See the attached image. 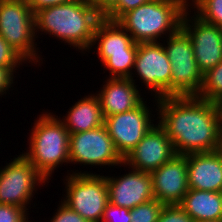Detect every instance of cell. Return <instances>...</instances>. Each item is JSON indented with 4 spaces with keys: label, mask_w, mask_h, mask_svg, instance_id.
Instances as JSON below:
<instances>
[{
    "label": "cell",
    "mask_w": 222,
    "mask_h": 222,
    "mask_svg": "<svg viewBox=\"0 0 222 222\" xmlns=\"http://www.w3.org/2000/svg\"><path fill=\"white\" fill-rule=\"evenodd\" d=\"M158 124L172 141L176 154L213 152L222 144L220 104L196 95L155 98Z\"/></svg>",
    "instance_id": "6da1fadb"
},
{
    "label": "cell",
    "mask_w": 222,
    "mask_h": 222,
    "mask_svg": "<svg viewBox=\"0 0 222 222\" xmlns=\"http://www.w3.org/2000/svg\"><path fill=\"white\" fill-rule=\"evenodd\" d=\"M34 16L36 38L39 37L37 34L44 32L82 53L89 52L96 26L103 18L90 0L46 7Z\"/></svg>",
    "instance_id": "7a4b0ae2"
},
{
    "label": "cell",
    "mask_w": 222,
    "mask_h": 222,
    "mask_svg": "<svg viewBox=\"0 0 222 222\" xmlns=\"http://www.w3.org/2000/svg\"><path fill=\"white\" fill-rule=\"evenodd\" d=\"M38 118L29 134V150L22 154L49 181L56 168L63 163H70V133L58 115L47 111Z\"/></svg>",
    "instance_id": "3957f363"
},
{
    "label": "cell",
    "mask_w": 222,
    "mask_h": 222,
    "mask_svg": "<svg viewBox=\"0 0 222 222\" xmlns=\"http://www.w3.org/2000/svg\"><path fill=\"white\" fill-rule=\"evenodd\" d=\"M185 10L176 0H149L125 13L117 22L137 43L160 42V37L172 35L181 27Z\"/></svg>",
    "instance_id": "277c9868"
},
{
    "label": "cell",
    "mask_w": 222,
    "mask_h": 222,
    "mask_svg": "<svg viewBox=\"0 0 222 222\" xmlns=\"http://www.w3.org/2000/svg\"><path fill=\"white\" fill-rule=\"evenodd\" d=\"M94 45H98L95 49L102 65L109 70V78H130L138 43L117 21L104 17L99 21L90 50Z\"/></svg>",
    "instance_id": "5b68a950"
},
{
    "label": "cell",
    "mask_w": 222,
    "mask_h": 222,
    "mask_svg": "<svg viewBox=\"0 0 222 222\" xmlns=\"http://www.w3.org/2000/svg\"><path fill=\"white\" fill-rule=\"evenodd\" d=\"M0 35L27 63L40 65L35 16L26 0H0Z\"/></svg>",
    "instance_id": "8992f818"
},
{
    "label": "cell",
    "mask_w": 222,
    "mask_h": 222,
    "mask_svg": "<svg viewBox=\"0 0 222 222\" xmlns=\"http://www.w3.org/2000/svg\"><path fill=\"white\" fill-rule=\"evenodd\" d=\"M64 181L66 195L61 201L88 222H101L109 203L106 177L75 170L68 173Z\"/></svg>",
    "instance_id": "52a82bcc"
},
{
    "label": "cell",
    "mask_w": 222,
    "mask_h": 222,
    "mask_svg": "<svg viewBox=\"0 0 222 222\" xmlns=\"http://www.w3.org/2000/svg\"><path fill=\"white\" fill-rule=\"evenodd\" d=\"M164 49L171 63V96L197 95L203 83L190 36L180 27L166 37Z\"/></svg>",
    "instance_id": "ba28073f"
},
{
    "label": "cell",
    "mask_w": 222,
    "mask_h": 222,
    "mask_svg": "<svg viewBox=\"0 0 222 222\" xmlns=\"http://www.w3.org/2000/svg\"><path fill=\"white\" fill-rule=\"evenodd\" d=\"M16 156L5 167H0V204L29 210L27 206L31 205L36 187L49 182L23 154Z\"/></svg>",
    "instance_id": "9c48e42d"
},
{
    "label": "cell",
    "mask_w": 222,
    "mask_h": 222,
    "mask_svg": "<svg viewBox=\"0 0 222 222\" xmlns=\"http://www.w3.org/2000/svg\"><path fill=\"white\" fill-rule=\"evenodd\" d=\"M70 164L81 166H122L124 159L119 155L105 125L70 134ZM83 164V165H82Z\"/></svg>",
    "instance_id": "30bf717a"
},
{
    "label": "cell",
    "mask_w": 222,
    "mask_h": 222,
    "mask_svg": "<svg viewBox=\"0 0 222 222\" xmlns=\"http://www.w3.org/2000/svg\"><path fill=\"white\" fill-rule=\"evenodd\" d=\"M133 71L130 79L136 83L132 75H138L154 98L171 96V63L159 41L138 43Z\"/></svg>",
    "instance_id": "8fae6325"
},
{
    "label": "cell",
    "mask_w": 222,
    "mask_h": 222,
    "mask_svg": "<svg viewBox=\"0 0 222 222\" xmlns=\"http://www.w3.org/2000/svg\"><path fill=\"white\" fill-rule=\"evenodd\" d=\"M146 103L143 101L130 111L105 117L104 125L123 159L155 125L151 108Z\"/></svg>",
    "instance_id": "7c38bea8"
},
{
    "label": "cell",
    "mask_w": 222,
    "mask_h": 222,
    "mask_svg": "<svg viewBox=\"0 0 222 222\" xmlns=\"http://www.w3.org/2000/svg\"><path fill=\"white\" fill-rule=\"evenodd\" d=\"M189 10L182 16L181 27L190 36L198 69L204 75L222 62V32L219 26L203 21L196 13L191 17Z\"/></svg>",
    "instance_id": "4fadbf2b"
},
{
    "label": "cell",
    "mask_w": 222,
    "mask_h": 222,
    "mask_svg": "<svg viewBox=\"0 0 222 222\" xmlns=\"http://www.w3.org/2000/svg\"><path fill=\"white\" fill-rule=\"evenodd\" d=\"M176 154L172 141L157 123L124 158L123 166L151 173Z\"/></svg>",
    "instance_id": "5bb4252c"
},
{
    "label": "cell",
    "mask_w": 222,
    "mask_h": 222,
    "mask_svg": "<svg viewBox=\"0 0 222 222\" xmlns=\"http://www.w3.org/2000/svg\"><path fill=\"white\" fill-rule=\"evenodd\" d=\"M150 175L155 199L165 205L179 204L189 190L187 155L175 154Z\"/></svg>",
    "instance_id": "9a60e30c"
},
{
    "label": "cell",
    "mask_w": 222,
    "mask_h": 222,
    "mask_svg": "<svg viewBox=\"0 0 222 222\" xmlns=\"http://www.w3.org/2000/svg\"><path fill=\"white\" fill-rule=\"evenodd\" d=\"M123 176H106L109 203L118 207L133 209L155 199L150 173L132 168Z\"/></svg>",
    "instance_id": "2e32d148"
},
{
    "label": "cell",
    "mask_w": 222,
    "mask_h": 222,
    "mask_svg": "<svg viewBox=\"0 0 222 222\" xmlns=\"http://www.w3.org/2000/svg\"><path fill=\"white\" fill-rule=\"evenodd\" d=\"M189 189L222 192V151L187 154Z\"/></svg>",
    "instance_id": "e0dca14e"
},
{
    "label": "cell",
    "mask_w": 222,
    "mask_h": 222,
    "mask_svg": "<svg viewBox=\"0 0 222 222\" xmlns=\"http://www.w3.org/2000/svg\"><path fill=\"white\" fill-rule=\"evenodd\" d=\"M105 82L96 92L104 118L130 111L144 101L139 87L130 78H108Z\"/></svg>",
    "instance_id": "ac0fdd59"
},
{
    "label": "cell",
    "mask_w": 222,
    "mask_h": 222,
    "mask_svg": "<svg viewBox=\"0 0 222 222\" xmlns=\"http://www.w3.org/2000/svg\"><path fill=\"white\" fill-rule=\"evenodd\" d=\"M66 115L61 121L70 134L101 127L105 120L96 94L81 98L70 107Z\"/></svg>",
    "instance_id": "d6986e66"
},
{
    "label": "cell",
    "mask_w": 222,
    "mask_h": 222,
    "mask_svg": "<svg viewBox=\"0 0 222 222\" xmlns=\"http://www.w3.org/2000/svg\"><path fill=\"white\" fill-rule=\"evenodd\" d=\"M179 206L194 222L222 220V192L189 189Z\"/></svg>",
    "instance_id": "ffe728a7"
},
{
    "label": "cell",
    "mask_w": 222,
    "mask_h": 222,
    "mask_svg": "<svg viewBox=\"0 0 222 222\" xmlns=\"http://www.w3.org/2000/svg\"><path fill=\"white\" fill-rule=\"evenodd\" d=\"M196 96L217 104L222 102V62L203 75V83Z\"/></svg>",
    "instance_id": "44dd1931"
},
{
    "label": "cell",
    "mask_w": 222,
    "mask_h": 222,
    "mask_svg": "<svg viewBox=\"0 0 222 222\" xmlns=\"http://www.w3.org/2000/svg\"><path fill=\"white\" fill-rule=\"evenodd\" d=\"M192 6L203 21L217 26L222 23V0H193Z\"/></svg>",
    "instance_id": "7402d4cb"
},
{
    "label": "cell",
    "mask_w": 222,
    "mask_h": 222,
    "mask_svg": "<svg viewBox=\"0 0 222 222\" xmlns=\"http://www.w3.org/2000/svg\"><path fill=\"white\" fill-rule=\"evenodd\" d=\"M164 205L153 199L136 206L130 210L131 222H157Z\"/></svg>",
    "instance_id": "603a6c76"
},
{
    "label": "cell",
    "mask_w": 222,
    "mask_h": 222,
    "mask_svg": "<svg viewBox=\"0 0 222 222\" xmlns=\"http://www.w3.org/2000/svg\"><path fill=\"white\" fill-rule=\"evenodd\" d=\"M27 61L0 35V67L19 68Z\"/></svg>",
    "instance_id": "cb8c5ba5"
},
{
    "label": "cell",
    "mask_w": 222,
    "mask_h": 222,
    "mask_svg": "<svg viewBox=\"0 0 222 222\" xmlns=\"http://www.w3.org/2000/svg\"><path fill=\"white\" fill-rule=\"evenodd\" d=\"M149 0H119L103 17L118 21L125 13L147 3Z\"/></svg>",
    "instance_id": "d4e9b609"
},
{
    "label": "cell",
    "mask_w": 222,
    "mask_h": 222,
    "mask_svg": "<svg viewBox=\"0 0 222 222\" xmlns=\"http://www.w3.org/2000/svg\"><path fill=\"white\" fill-rule=\"evenodd\" d=\"M157 222H194L179 204L164 205Z\"/></svg>",
    "instance_id": "484cf974"
},
{
    "label": "cell",
    "mask_w": 222,
    "mask_h": 222,
    "mask_svg": "<svg viewBox=\"0 0 222 222\" xmlns=\"http://www.w3.org/2000/svg\"><path fill=\"white\" fill-rule=\"evenodd\" d=\"M26 209L9 204H0V222H31Z\"/></svg>",
    "instance_id": "4316f807"
},
{
    "label": "cell",
    "mask_w": 222,
    "mask_h": 222,
    "mask_svg": "<svg viewBox=\"0 0 222 222\" xmlns=\"http://www.w3.org/2000/svg\"><path fill=\"white\" fill-rule=\"evenodd\" d=\"M101 222H131L130 209L108 203Z\"/></svg>",
    "instance_id": "83f0119b"
},
{
    "label": "cell",
    "mask_w": 222,
    "mask_h": 222,
    "mask_svg": "<svg viewBox=\"0 0 222 222\" xmlns=\"http://www.w3.org/2000/svg\"><path fill=\"white\" fill-rule=\"evenodd\" d=\"M58 204L57 212L49 222H88L77 212L71 210L66 204L62 201ZM60 205V206H59Z\"/></svg>",
    "instance_id": "f1b7e54d"
},
{
    "label": "cell",
    "mask_w": 222,
    "mask_h": 222,
    "mask_svg": "<svg viewBox=\"0 0 222 222\" xmlns=\"http://www.w3.org/2000/svg\"><path fill=\"white\" fill-rule=\"evenodd\" d=\"M17 68H5L0 67V96L7 94L10 90L9 88H13L12 84H14L15 76ZM7 91V92H6Z\"/></svg>",
    "instance_id": "f546056e"
},
{
    "label": "cell",
    "mask_w": 222,
    "mask_h": 222,
    "mask_svg": "<svg viewBox=\"0 0 222 222\" xmlns=\"http://www.w3.org/2000/svg\"><path fill=\"white\" fill-rule=\"evenodd\" d=\"M75 0H26V2L29 4L31 7V10L34 12V14L46 7H51L55 5H60V4H66L69 2H73Z\"/></svg>",
    "instance_id": "4dcf8cb0"
},
{
    "label": "cell",
    "mask_w": 222,
    "mask_h": 222,
    "mask_svg": "<svg viewBox=\"0 0 222 222\" xmlns=\"http://www.w3.org/2000/svg\"><path fill=\"white\" fill-rule=\"evenodd\" d=\"M98 12L104 16L119 0H90Z\"/></svg>",
    "instance_id": "1f68e13d"
},
{
    "label": "cell",
    "mask_w": 222,
    "mask_h": 222,
    "mask_svg": "<svg viewBox=\"0 0 222 222\" xmlns=\"http://www.w3.org/2000/svg\"><path fill=\"white\" fill-rule=\"evenodd\" d=\"M181 3L186 9H190L189 7L192 6L193 0H176ZM190 1V2H189ZM191 5V6H190Z\"/></svg>",
    "instance_id": "d6a6232c"
},
{
    "label": "cell",
    "mask_w": 222,
    "mask_h": 222,
    "mask_svg": "<svg viewBox=\"0 0 222 222\" xmlns=\"http://www.w3.org/2000/svg\"><path fill=\"white\" fill-rule=\"evenodd\" d=\"M195 222H222V220H203V221H195Z\"/></svg>",
    "instance_id": "836d02e7"
},
{
    "label": "cell",
    "mask_w": 222,
    "mask_h": 222,
    "mask_svg": "<svg viewBox=\"0 0 222 222\" xmlns=\"http://www.w3.org/2000/svg\"><path fill=\"white\" fill-rule=\"evenodd\" d=\"M219 28H220V30H221V32H222V23L219 25Z\"/></svg>",
    "instance_id": "e575fe53"
},
{
    "label": "cell",
    "mask_w": 222,
    "mask_h": 222,
    "mask_svg": "<svg viewBox=\"0 0 222 222\" xmlns=\"http://www.w3.org/2000/svg\"><path fill=\"white\" fill-rule=\"evenodd\" d=\"M221 113H222V102L220 103Z\"/></svg>",
    "instance_id": "d590c367"
}]
</instances>
